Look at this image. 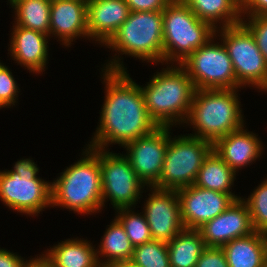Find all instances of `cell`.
Here are the masks:
<instances>
[{
	"label": "cell",
	"mask_w": 267,
	"mask_h": 267,
	"mask_svg": "<svg viewBox=\"0 0 267 267\" xmlns=\"http://www.w3.org/2000/svg\"><path fill=\"white\" fill-rule=\"evenodd\" d=\"M242 16H267V0H243Z\"/></svg>",
	"instance_id": "cell-34"
},
{
	"label": "cell",
	"mask_w": 267,
	"mask_h": 267,
	"mask_svg": "<svg viewBox=\"0 0 267 267\" xmlns=\"http://www.w3.org/2000/svg\"><path fill=\"white\" fill-rule=\"evenodd\" d=\"M172 0H125L130 11H163Z\"/></svg>",
	"instance_id": "cell-33"
},
{
	"label": "cell",
	"mask_w": 267,
	"mask_h": 267,
	"mask_svg": "<svg viewBox=\"0 0 267 267\" xmlns=\"http://www.w3.org/2000/svg\"><path fill=\"white\" fill-rule=\"evenodd\" d=\"M213 36L179 65L186 71L196 90L238 89L232 61L222 43Z\"/></svg>",
	"instance_id": "cell-10"
},
{
	"label": "cell",
	"mask_w": 267,
	"mask_h": 267,
	"mask_svg": "<svg viewBox=\"0 0 267 267\" xmlns=\"http://www.w3.org/2000/svg\"><path fill=\"white\" fill-rule=\"evenodd\" d=\"M105 99L100 123L88 147L108 150L111 145L124 147L158 126L150 118L143 92L127 71H107L103 68Z\"/></svg>",
	"instance_id": "cell-1"
},
{
	"label": "cell",
	"mask_w": 267,
	"mask_h": 267,
	"mask_svg": "<svg viewBox=\"0 0 267 267\" xmlns=\"http://www.w3.org/2000/svg\"><path fill=\"white\" fill-rule=\"evenodd\" d=\"M245 127L231 132L213 144V151L236 173L262 155V141Z\"/></svg>",
	"instance_id": "cell-19"
},
{
	"label": "cell",
	"mask_w": 267,
	"mask_h": 267,
	"mask_svg": "<svg viewBox=\"0 0 267 267\" xmlns=\"http://www.w3.org/2000/svg\"><path fill=\"white\" fill-rule=\"evenodd\" d=\"M82 157L51 182V206L92 215L103 208L99 149L85 147ZM95 212V213H94Z\"/></svg>",
	"instance_id": "cell-2"
},
{
	"label": "cell",
	"mask_w": 267,
	"mask_h": 267,
	"mask_svg": "<svg viewBox=\"0 0 267 267\" xmlns=\"http://www.w3.org/2000/svg\"><path fill=\"white\" fill-rule=\"evenodd\" d=\"M167 244L170 267H195L206 248L198 229L183 228Z\"/></svg>",
	"instance_id": "cell-24"
},
{
	"label": "cell",
	"mask_w": 267,
	"mask_h": 267,
	"mask_svg": "<svg viewBox=\"0 0 267 267\" xmlns=\"http://www.w3.org/2000/svg\"><path fill=\"white\" fill-rule=\"evenodd\" d=\"M264 267H267V253H266V256H265Z\"/></svg>",
	"instance_id": "cell-38"
},
{
	"label": "cell",
	"mask_w": 267,
	"mask_h": 267,
	"mask_svg": "<svg viewBox=\"0 0 267 267\" xmlns=\"http://www.w3.org/2000/svg\"><path fill=\"white\" fill-rule=\"evenodd\" d=\"M104 46L118 54L103 65L107 71H128L123 57L119 58L124 54L142 62L163 64V11H131Z\"/></svg>",
	"instance_id": "cell-3"
},
{
	"label": "cell",
	"mask_w": 267,
	"mask_h": 267,
	"mask_svg": "<svg viewBox=\"0 0 267 267\" xmlns=\"http://www.w3.org/2000/svg\"><path fill=\"white\" fill-rule=\"evenodd\" d=\"M172 127L158 126L152 132L131 141L126 148L129 159L139 179L148 187H153L163 170L166 149Z\"/></svg>",
	"instance_id": "cell-12"
},
{
	"label": "cell",
	"mask_w": 267,
	"mask_h": 267,
	"mask_svg": "<svg viewBox=\"0 0 267 267\" xmlns=\"http://www.w3.org/2000/svg\"><path fill=\"white\" fill-rule=\"evenodd\" d=\"M215 33L182 0H172L163 10V65H179Z\"/></svg>",
	"instance_id": "cell-6"
},
{
	"label": "cell",
	"mask_w": 267,
	"mask_h": 267,
	"mask_svg": "<svg viewBox=\"0 0 267 267\" xmlns=\"http://www.w3.org/2000/svg\"><path fill=\"white\" fill-rule=\"evenodd\" d=\"M109 151L99 149L103 207L106 200H110L115 210L134 208L146 185L136 175L125 154Z\"/></svg>",
	"instance_id": "cell-11"
},
{
	"label": "cell",
	"mask_w": 267,
	"mask_h": 267,
	"mask_svg": "<svg viewBox=\"0 0 267 267\" xmlns=\"http://www.w3.org/2000/svg\"><path fill=\"white\" fill-rule=\"evenodd\" d=\"M229 267H264L267 234L254 233L236 238L221 247Z\"/></svg>",
	"instance_id": "cell-20"
},
{
	"label": "cell",
	"mask_w": 267,
	"mask_h": 267,
	"mask_svg": "<svg viewBox=\"0 0 267 267\" xmlns=\"http://www.w3.org/2000/svg\"><path fill=\"white\" fill-rule=\"evenodd\" d=\"M182 1L196 14L200 20L207 22L215 30L236 25L242 21L241 4L237 0ZM217 23L220 24V27Z\"/></svg>",
	"instance_id": "cell-22"
},
{
	"label": "cell",
	"mask_w": 267,
	"mask_h": 267,
	"mask_svg": "<svg viewBox=\"0 0 267 267\" xmlns=\"http://www.w3.org/2000/svg\"><path fill=\"white\" fill-rule=\"evenodd\" d=\"M105 267H140L133 264L131 261L113 262L104 265Z\"/></svg>",
	"instance_id": "cell-37"
},
{
	"label": "cell",
	"mask_w": 267,
	"mask_h": 267,
	"mask_svg": "<svg viewBox=\"0 0 267 267\" xmlns=\"http://www.w3.org/2000/svg\"><path fill=\"white\" fill-rule=\"evenodd\" d=\"M151 194L144 203V213L153 240L168 243L184 227L179 195L176 190L149 187Z\"/></svg>",
	"instance_id": "cell-14"
},
{
	"label": "cell",
	"mask_w": 267,
	"mask_h": 267,
	"mask_svg": "<svg viewBox=\"0 0 267 267\" xmlns=\"http://www.w3.org/2000/svg\"><path fill=\"white\" fill-rule=\"evenodd\" d=\"M235 179L236 172L212 150L204 159L193 185L208 190L234 194L231 189Z\"/></svg>",
	"instance_id": "cell-25"
},
{
	"label": "cell",
	"mask_w": 267,
	"mask_h": 267,
	"mask_svg": "<svg viewBox=\"0 0 267 267\" xmlns=\"http://www.w3.org/2000/svg\"><path fill=\"white\" fill-rule=\"evenodd\" d=\"M10 69L0 62V109L10 108L18 100L20 91Z\"/></svg>",
	"instance_id": "cell-30"
},
{
	"label": "cell",
	"mask_w": 267,
	"mask_h": 267,
	"mask_svg": "<svg viewBox=\"0 0 267 267\" xmlns=\"http://www.w3.org/2000/svg\"><path fill=\"white\" fill-rule=\"evenodd\" d=\"M130 8L125 0H89L87 28L89 38L105 45L128 19Z\"/></svg>",
	"instance_id": "cell-18"
},
{
	"label": "cell",
	"mask_w": 267,
	"mask_h": 267,
	"mask_svg": "<svg viewBox=\"0 0 267 267\" xmlns=\"http://www.w3.org/2000/svg\"><path fill=\"white\" fill-rule=\"evenodd\" d=\"M242 23L254 36L267 63V16H242ZM247 17V18H245ZM246 19V20H245ZM248 21V22H247Z\"/></svg>",
	"instance_id": "cell-31"
},
{
	"label": "cell",
	"mask_w": 267,
	"mask_h": 267,
	"mask_svg": "<svg viewBox=\"0 0 267 267\" xmlns=\"http://www.w3.org/2000/svg\"><path fill=\"white\" fill-rule=\"evenodd\" d=\"M216 32L232 61L238 88L251 85L263 91L267 86V63L249 29L241 22Z\"/></svg>",
	"instance_id": "cell-9"
},
{
	"label": "cell",
	"mask_w": 267,
	"mask_h": 267,
	"mask_svg": "<svg viewBox=\"0 0 267 267\" xmlns=\"http://www.w3.org/2000/svg\"><path fill=\"white\" fill-rule=\"evenodd\" d=\"M134 208H119L116 210L115 218L124 227L130 242L135 246L153 240L150 227L143 213H135Z\"/></svg>",
	"instance_id": "cell-27"
},
{
	"label": "cell",
	"mask_w": 267,
	"mask_h": 267,
	"mask_svg": "<svg viewBox=\"0 0 267 267\" xmlns=\"http://www.w3.org/2000/svg\"><path fill=\"white\" fill-rule=\"evenodd\" d=\"M52 35V36H51ZM50 36L61 45L70 47L79 37L89 39L87 28V2L82 0H51Z\"/></svg>",
	"instance_id": "cell-16"
},
{
	"label": "cell",
	"mask_w": 267,
	"mask_h": 267,
	"mask_svg": "<svg viewBox=\"0 0 267 267\" xmlns=\"http://www.w3.org/2000/svg\"><path fill=\"white\" fill-rule=\"evenodd\" d=\"M195 267H229L221 247H206Z\"/></svg>",
	"instance_id": "cell-32"
},
{
	"label": "cell",
	"mask_w": 267,
	"mask_h": 267,
	"mask_svg": "<svg viewBox=\"0 0 267 267\" xmlns=\"http://www.w3.org/2000/svg\"><path fill=\"white\" fill-rule=\"evenodd\" d=\"M239 89L196 90L186 124L188 134L214 144L218 139L244 127Z\"/></svg>",
	"instance_id": "cell-5"
},
{
	"label": "cell",
	"mask_w": 267,
	"mask_h": 267,
	"mask_svg": "<svg viewBox=\"0 0 267 267\" xmlns=\"http://www.w3.org/2000/svg\"><path fill=\"white\" fill-rule=\"evenodd\" d=\"M43 254L55 267H98L95 245L87 239H66Z\"/></svg>",
	"instance_id": "cell-21"
},
{
	"label": "cell",
	"mask_w": 267,
	"mask_h": 267,
	"mask_svg": "<svg viewBox=\"0 0 267 267\" xmlns=\"http://www.w3.org/2000/svg\"><path fill=\"white\" fill-rule=\"evenodd\" d=\"M212 150L211 142L188 134L170 137L162 173L153 187L177 191L193 185Z\"/></svg>",
	"instance_id": "cell-8"
},
{
	"label": "cell",
	"mask_w": 267,
	"mask_h": 267,
	"mask_svg": "<svg viewBox=\"0 0 267 267\" xmlns=\"http://www.w3.org/2000/svg\"><path fill=\"white\" fill-rule=\"evenodd\" d=\"M39 167L29 158L0 171V199L13 211L34 217L51 206V182L37 176Z\"/></svg>",
	"instance_id": "cell-7"
},
{
	"label": "cell",
	"mask_w": 267,
	"mask_h": 267,
	"mask_svg": "<svg viewBox=\"0 0 267 267\" xmlns=\"http://www.w3.org/2000/svg\"><path fill=\"white\" fill-rule=\"evenodd\" d=\"M10 47V57L21 67H26L29 73H43L48 60L47 45L49 36L40 31L20 27L13 24Z\"/></svg>",
	"instance_id": "cell-17"
},
{
	"label": "cell",
	"mask_w": 267,
	"mask_h": 267,
	"mask_svg": "<svg viewBox=\"0 0 267 267\" xmlns=\"http://www.w3.org/2000/svg\"><path fill=\"white\" fill-rule=\"evenodd\" d=\"M27 259L0 247V267H24Z\"/></svg>",
	"instance_id": "cell-35"
},
{
	"label": "cell",
	"mask_w": 267,
	"mask_h": 267,
	"mask_svg": "<svg viewBox=\"0 0 267 267\" xmlns=\"http://www.w3.org/2000/svg\"><path fill=\"white\" fill-rule=\"evenodd\" d=\"M130 261L140 267H170L168 244L152 240L137 245Z\"/></svg>",
	"instance_id": "cell-28"
},
{
	"label": "cell",
	"mask_w": 267,
	"mask_h": 267,
	"mask_svg": "<svg viewBox=\"0 0 267 267\" xmlns=\"http://www.w3.org/2000/svg\"><path fill=\"white\" fill-rule=\"evenodd\" d=\"M180 200L181 221L184 228L199 229L224 212L242 197L204 189L195 185L177 190Z\"/></svg>",
	"instance_id": "cell-13"
},
{
	"label": "cell",
	"mask_w": 267,
	"mask_h": 267,
	"mask_svg": "<svg viewBox=\"0 0 267 267\" xmlns=\"http://www.w3.org/2000/svg\"><path fill=\"white\" fill-rule=\"evenodd\" d=\"M162 69L140 86L147 112L157 126H180L187 120L196 88L180 65Z\"/></svg>",
	"instance_id": "cell-4"
},
{
	"label": "cell",
	"mask_w": 267,
	"mask_h": 267,
	"mask_svg": "<svg viewBox=\"0 0 267 267\" xmlns=\"http://www.w3.org/2000/svg\"><path fill=\"white\" fill-rule=\"evenodd\" d=\"M14 9V24L50 37L51 0H8Z\"/></svg>",
	"instance_id": "cell-26"
},
{
	"label": "cell",
	"mask_w": 267,
	"mask_h": 267,
	"mask_svg": "<svg viewBox=\"0 0 267 267\" xmlns=\"http://www.w3.org/2000/svg\"><path fill=\"white\" fill-rule=\"evenodd\" d=\"M242 200L248 206L254 230L267 234V179L265 178L248 198Z\"/></svg>",
	"instance_id": "cell-29"
},
{
	"label": "cell",
	"mask_w": 267,
	"mask_h": 267,
	"mask_svg": "<svg viewBox=\"0 0 267 267\" xmlns=\"http://www.w3.org/2000/svg\"><path fill=\"white\" fill-rule=\"evenodd\" d=\"M24 267H55V266L42 253V255L27 260Z\"/></svg>",
	"instance_id": "cell-36"
},
{
	"label": "cell",
	"mask_w": 267,
	"mask_h": 267,
	"mask_svg": "<svg viewBox=\"0 0 267 267\" xmlns=\"http://www.w3.org/2000/svg\"><path fill=\"white\" fill-rule=\"evenodd\" d=\"M104 233L99 248L96 249L99 264L130 261L134 245L130 242L121 223L114 218ZM99 256L103 257V260Z\"/></svg>",
	"instance_id": "cell-23"
},
{
	"label": "cell",
	"mask_w": 267,
	"mask_h": 267,
	"mask_svg": "<svg viewBox=\"0 0 267 267\" xmlns=\"http://www.w3.org/2000/svg\"><path fill=\"white\" fill-rule=\"evenodd\" d=\"M198 230L206 247H222L233 239L255 232L248 206L242 198L235 200L224 212Z\"/></svg>",
	"instance_id": "cell-15"
}]
</instances>
